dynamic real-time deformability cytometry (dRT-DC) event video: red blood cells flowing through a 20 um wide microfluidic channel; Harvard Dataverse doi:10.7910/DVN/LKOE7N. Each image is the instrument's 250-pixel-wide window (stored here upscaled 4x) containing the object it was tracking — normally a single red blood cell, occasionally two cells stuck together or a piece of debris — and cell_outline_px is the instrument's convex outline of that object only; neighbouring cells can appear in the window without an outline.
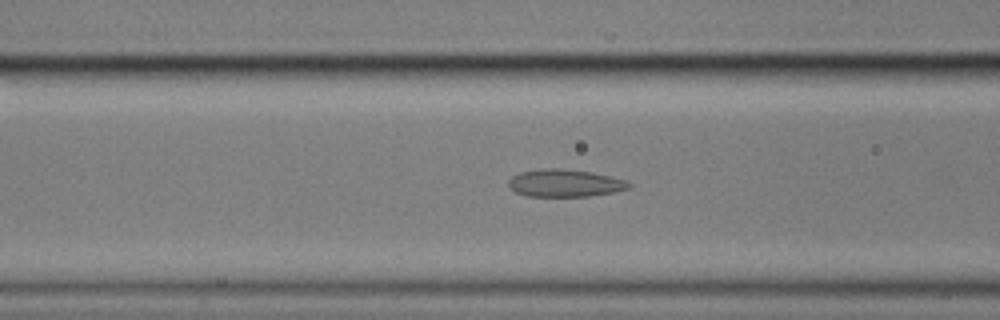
{"species": "common noctule bat (a hibernating species)", "species_latin": "Nyctalus noctula", "temperature_condition": "cold", "stored_images_in_passage": 39, "camera_frame_rate_fps": 3000, "um_per_image_px": 0.085, "animal": {"sex": "male", "body_mass_g": 17.9}, "frame": {"image": 1, "passage_image": 9, "time_ms": 2.667, "image_size_px": [1000, 320], "cell_outline_px": [[632, 184], [628, 188], [612, 192], [588, 196], [528, 196], [516, 192], [508, 184], [508, 180], [512, 176], [520, 172], [544, 168], [560, 168], [592, 172], [628, 180]], "centroid_in_image_um": [48.02, 15.55], "position_along_channel_um": 118.6, "area_um2": 19.19}}
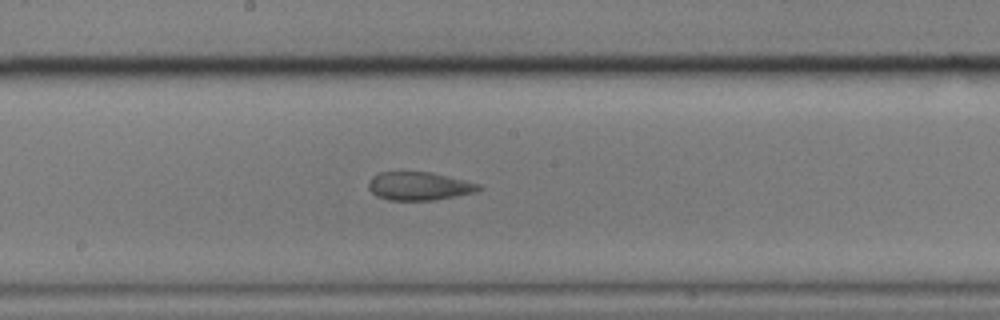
{"frame": {"image": 2, "passage_image": 17, "time_ms": 5.333, "image_size_px": [1000, 320], "cell_outline_px": [[484, 188], [476, 192], [432, 200], [388, 200], [376, 196], [368, 188], [368, 180], [372, 176], [380, 172], [432, 172], [480, 184]], "centroid_in_image_um": [35.61, 15.81], "position_along_channel_um": 212.6, "area_um2": 18.21}}
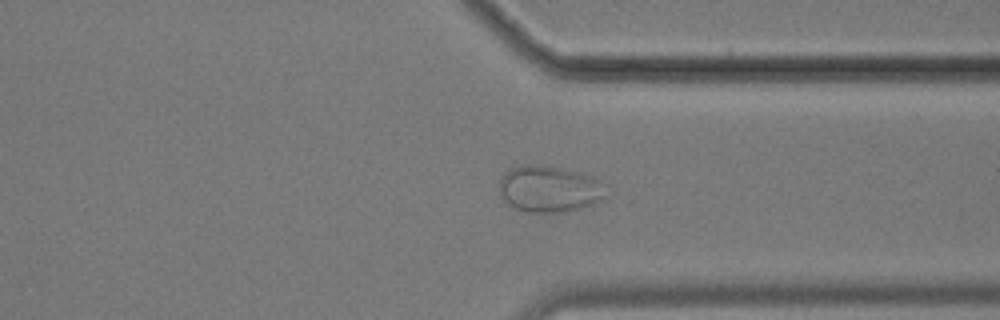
{"frame": {"image": 3, "passage_image": 30, "time_ms": 9.667, "image_size_px": [1000, 320], "cell_outline_px": [[608, 196], [604, 200], [568, 212], [528, 212], [516, 208], [508, 204], [500, 196], [500, 176], [508, 168], [524, 164], [536, 164], [560, 168], [580, 172], [592, 176], [608, 184]], "centroid_in_image_um": [46.74, 16.05], "position_along_channel_um": 364.7, "area_um2": 29.65}}